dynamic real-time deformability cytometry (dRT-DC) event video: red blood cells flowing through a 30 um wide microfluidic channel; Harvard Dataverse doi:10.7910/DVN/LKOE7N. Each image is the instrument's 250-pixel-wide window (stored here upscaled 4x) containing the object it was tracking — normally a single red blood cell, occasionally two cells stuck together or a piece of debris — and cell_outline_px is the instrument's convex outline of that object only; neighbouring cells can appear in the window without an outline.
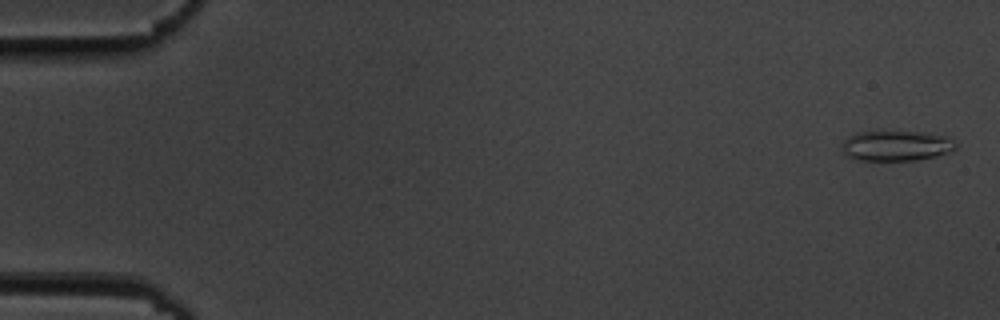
{"species": "common noctule bat (a hibernating species)", "species_latin": "Nyctalus noctula", "temperature_condition": "cold", "stored_images_in_passage": 56, "camera_frame_rate_fps": 3000, "um_per_image_px": 0.085, "animal": {"sex": "male", "body_mass_g": 19.5, "forearm_length_mm": 54.6}, "frame": {"image": 1, "passage_image": 2, "time_ms": 0.333, "image_size_px": [1000, 320], "cell_outline_px": [[956, 148], [948, 152], [936, 156], [916, 160], [860, 160], [844, 156], [840, 148], [840, 144], [848, 136], [856, 132], [920, 132], [948, 136], [956, 144]], "centroid_in_image_um": [76.12, 12.39], "position_along_channel_um": 8.9, "area_um2": 20.17}}
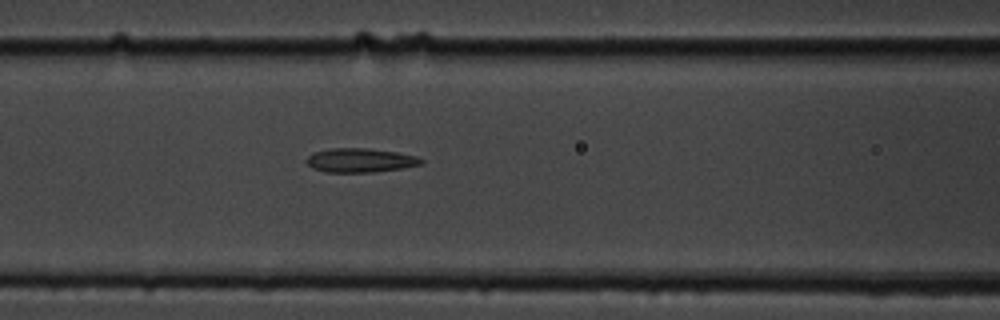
{"frame": {"image": 2, "passage_image": 24, "time_ms": 7.667, "image_size_px": [1000, 320], "cell_outline_px": [[424, 164], [400, 168], [372, 172], [324, 172], [312, 168], [304, 160], [312, 152], [332, 148], [368, 148], [396, 152], [416, 156], [424, 160]], "centroid_in_image_um": [30.58, 13.62], "position_along_channel_um": 136.0, "area_um2": 16.13}}
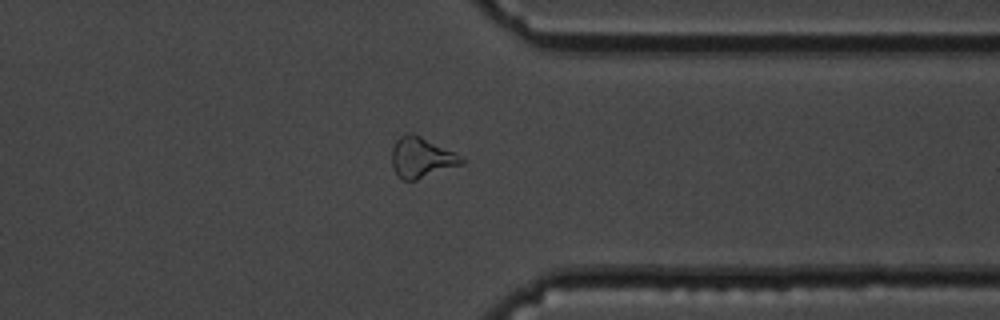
{"frame": {"image": 3, "passage_image": 44, "time_ms": 14.333, "image_size_px": [1000, 320], "cell_outline_px": [[464, 164], [416, 180], [404, 180], [396, 172], [392, 164], [392, 148], [396, 140], [400, 136], [412, 132], [460, 156], [464, 160]], "centroid_in_image_um": [35.81, 13.4], "position_along_channel_um": 375.6, "area_um2": 16.01}, "authors_computed_cell_mechanics": {"area_um2": 16.4152, "velocity_mm_per_s": 3.6424, "shape_relaxation_time_tau1_ms": 5.9001, "shape_relaxation_time_tau2_ms": 4.2127, "deformation_change_tau1": 0.1601, "deformation_change_tau2": 0.1554}}